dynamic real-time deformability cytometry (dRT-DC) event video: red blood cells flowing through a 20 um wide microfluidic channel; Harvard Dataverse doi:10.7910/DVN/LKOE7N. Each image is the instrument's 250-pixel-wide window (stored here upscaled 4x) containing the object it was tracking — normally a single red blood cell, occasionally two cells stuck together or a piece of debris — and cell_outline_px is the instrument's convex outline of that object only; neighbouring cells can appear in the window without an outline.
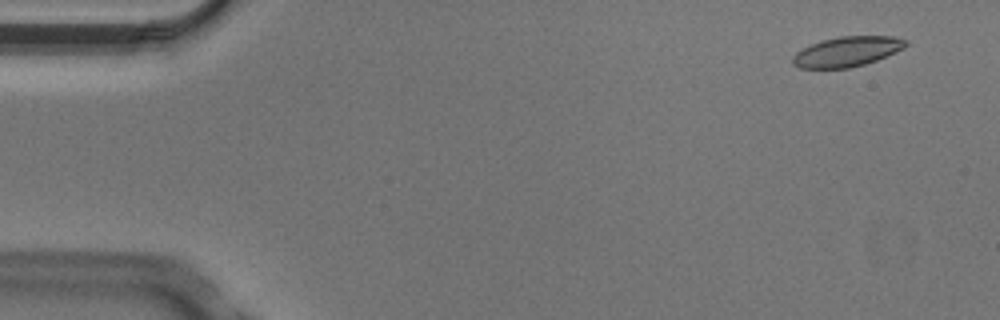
{"species": "Egyptian fruit bat (a non-hibernating species)", "species_latin": "Rousettus aegyptiacus", "temperature_condition": "cold", "stored_images_in_passage": 6, "camera_frame_rate_fps": 3000, "um_per_image_px": 0.085, "animal": {"sex": "male"}, "frame": {"image": 1, "passage_image": 1, "time_ms": 0.0, "image_size_px": [1000, 320], "cell_outline_px": [[908, 44], [904, 48], [896, 52], [876, 60], [864, 64], [848, 68], [800, 68], [792, 64], [792, 56], [796, 52], [820, 40], [840, 36], [892, 36], [908, 40]], "centroid_in_image_um": [72.0, 4.38], "position_along_channel_um": 13.0, "area_um2": 19.77}}
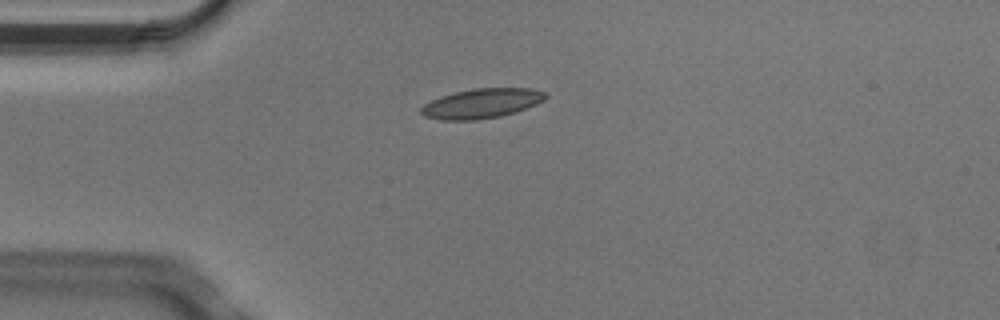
{"frame": {"image": 2, "passage_image": 4, "time_ms": 1.0, "image_size_px": [1000, 320], "cell_outline_px": [[548, 96], [544, 100], [536, 104], [516, 112], [500, 116], [476, 120], [444, 120], [424, 116], [420, 112], [420, 108], [424, 104], [440, 96], [472, 88], [532, 88], [544, 92]], "centroid_in_image_um": [40.94, 8.79], "position_along_channel_um": 44.1, "area_um2": 21.5}}
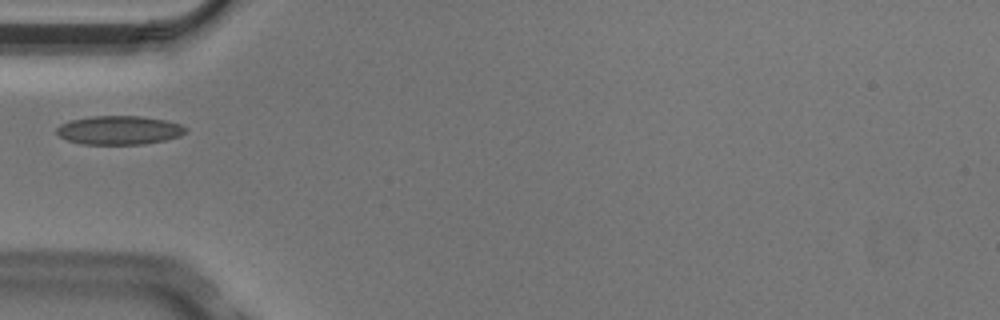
{"frame": {"image": 3, "passage_image": 5, "time_ms": 1.333, "image_size_px": [1000, 320], "cell_outline_px": [[188, 128], [180, 136], [164, 140], [144, 144], [80, 144], [68, 140], [60, 136], [56, 132], [56, 128], [60, 124], [72, 120], [92, 116], [140, 116], [164, 120], [180, 124]], "centroid_in_image_um": [10.12, 11.07], "position_along_channel_um": 74.9, "area_um2": 21.5}}